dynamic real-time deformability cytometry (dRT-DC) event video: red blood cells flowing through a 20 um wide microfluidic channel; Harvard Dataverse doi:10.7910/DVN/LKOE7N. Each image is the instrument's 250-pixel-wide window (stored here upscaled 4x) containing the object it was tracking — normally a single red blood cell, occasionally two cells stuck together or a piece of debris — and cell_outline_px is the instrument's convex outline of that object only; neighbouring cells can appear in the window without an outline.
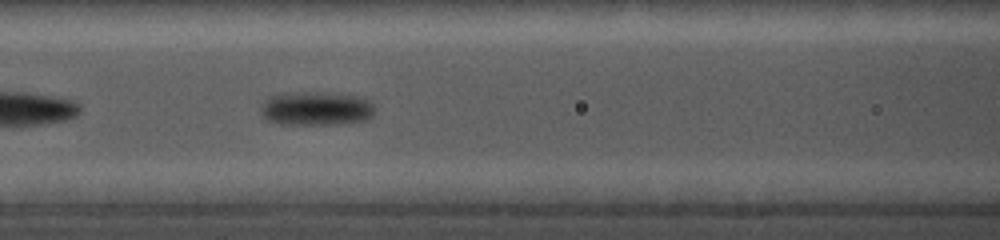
{"species": "common noctule bat (a hibernating species)", "species_latin": "Nyctalus noctula", "temperature_condition": "cold", "stored_images_in_passage": 19, "camera_frame_rate_fps": 5000, "um_per_image_px": 0.085, "animal": {"sex": "female", "body_mass_g": 19.0, "forearm_length_mm": 56.7}, "frame": {"image": 1, "passage_image": 5, "time_ms": 2.6, "image_size_px": [1000, 240], "cell_outline_px": [[372, 116], [364, 120], [348, 124], [280, 124], [268, 120], [260, 116], [260, 108], [264, 100], [268, 96], [280, 92], [308, 92], [352, 96], [368, 100], [372, 104]], "centroid_in_image_um": [26.76, 9.24], "position_along_channel_um": 139.8, "area_um2": 22.48}}
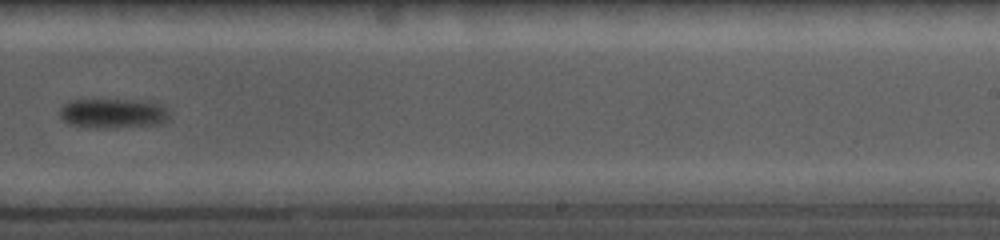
{"frame": {"image": 2, "passage_image": 11, "time_ms": 6.4, "image_size_px": [1000, 240], "cell_outline_px": [[168, 120], [160, 124], [112, 128], [96, 128], [68, 124], [60, 116], [60, 108], [64, 104], [72, 100], [132, 100], [160, 104], [168, 108]], "centroid_in_image_um": [9.61, 9.65], "position_along_channel_um": 279.4, "area_um2": 18.9}}
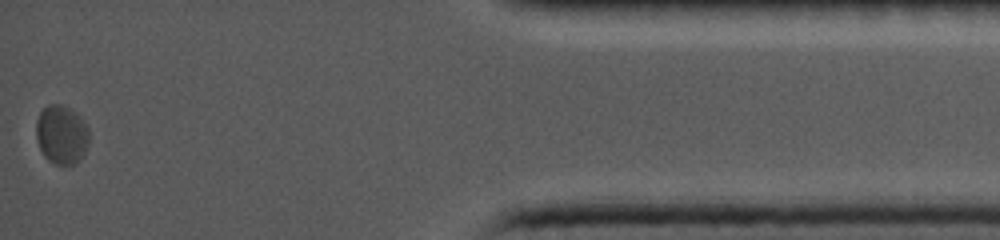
{"frame": {"image": 3, "passage_image": 19, "time_ms": 11.8, "image_size_px": [1000, 240], "cell_outline_px": [[88, 144], [84, 152], [76, 164], [56, 164], [48, 160], [44, 156], [36, 140], [36, 120], [40, 112], [48, 104], [64, 104], [80, 116], [84, 120], [88, 128]], "centroid_in_image_um": [5.22, 11.42], "position_along_channel_um": 430.0, "area_um2": 18.26}}